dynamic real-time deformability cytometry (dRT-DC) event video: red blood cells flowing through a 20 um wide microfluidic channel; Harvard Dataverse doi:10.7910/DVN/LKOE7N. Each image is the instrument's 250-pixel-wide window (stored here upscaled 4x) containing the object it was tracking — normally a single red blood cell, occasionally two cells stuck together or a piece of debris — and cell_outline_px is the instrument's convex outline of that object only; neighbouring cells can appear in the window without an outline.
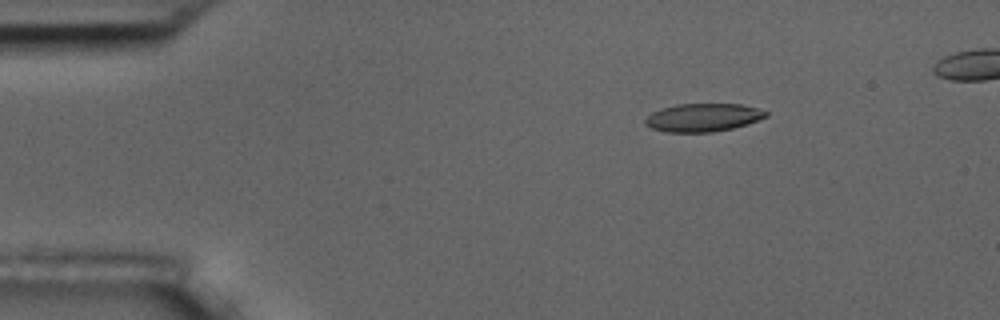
{"species": "common noctule bat (a hibernating species)", "species_latin": "Nyctalus noctula", "temperature_condition": "room temperature", "stored_images_in_passage": 4, "camera_frame_rate_fps": 3000, "um_per_image_px": 0.085, "animal": {"sex": "male", "body_mass_g": 17.5, "forearm_length_mm": 52.3}, "frame": {"image": 1, "passage_image": 1, "time_ms": 0.0, "image_size_px": [1000, 320], "cell_outline_px": [[768, 116], [748, 124], [732, 128], [712, 132], [664, 132], [652, 128], [644, 124], [644, 120], [652, 112], [660, 108], [676, 104], [740, 104], [756, 108], [768, 112]], "centroid_in_image_um": [59.73, 9.99], "position_along_channel_um": 25.3, "area_um2": 19.83}}